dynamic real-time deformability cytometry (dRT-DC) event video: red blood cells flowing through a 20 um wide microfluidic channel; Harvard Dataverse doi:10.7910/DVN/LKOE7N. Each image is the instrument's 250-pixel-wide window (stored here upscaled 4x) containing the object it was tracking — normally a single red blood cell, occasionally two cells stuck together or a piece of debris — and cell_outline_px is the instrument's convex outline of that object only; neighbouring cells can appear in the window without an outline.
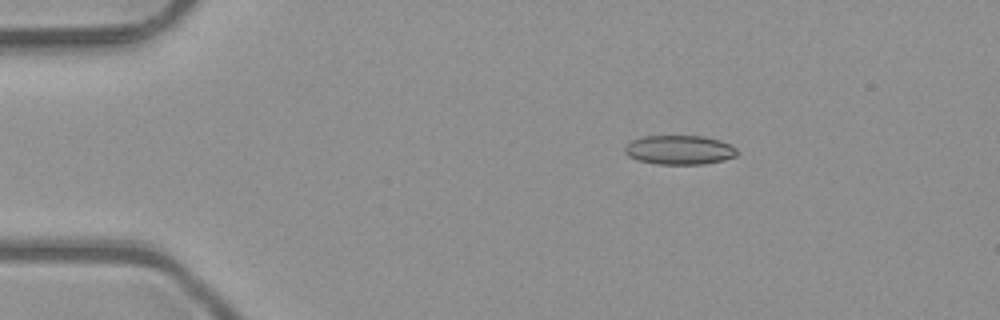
{"species": "common noctule bat (a hibernating species)", "species_latin": "Nyctalus noctula", "temperature_condition": "room temperature", "stored_images_in_passage": 5, "camera_frame_rate_fps": 3000, "um_per_image_px": 0.085, "animal": {"sex": "male", "body_mass_g": 23.1, "forearm_length_mm": 52.7}, "frame": {"image": 1, "passage_image": 3, "time_ms": 0.667, "image_size_px": [1000, 320], "cell_outline_px": [[736, 156], [724, 160], [700, 164], [656, 164], [636, 160], [628, 156], [624, 152], [624, 148], [632, 140], [644, 136], [704, 136], [720, 140], [736, 148]], "centroid_in_image_um": [57.72, 12.74], "position_along_channel_um": 27.3, "area_um2": 19.07}}
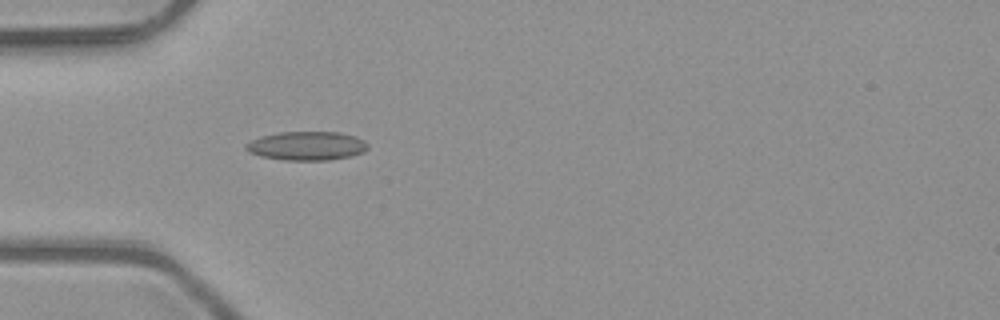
{"frame": {"image": 2, "passage_image": 5, "time_ms": 1.333, "image_size_px": [1000, 320], "cell_outline_px": [[368, 148], [364, 152], [352, 156], [328, 160], [284, 160], [260, 156], [248, 152], [244, 148], [244, 144], [260, 136], [280, 132], [340, 132], [356, 136], [364, 140], [368, 144]], "centroid_in_image_um": [26.08, 12.4], "position_along_channel_um": 58.9, "area_um2": 20.69}}